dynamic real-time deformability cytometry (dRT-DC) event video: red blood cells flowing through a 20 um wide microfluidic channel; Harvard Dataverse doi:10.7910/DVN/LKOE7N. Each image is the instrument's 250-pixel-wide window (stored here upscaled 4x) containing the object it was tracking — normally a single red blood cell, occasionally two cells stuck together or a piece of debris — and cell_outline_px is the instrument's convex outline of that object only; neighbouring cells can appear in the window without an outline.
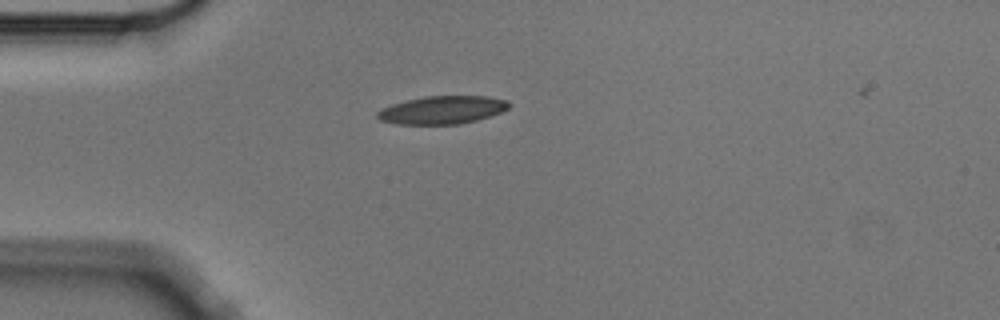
{"species": "Egyptian fruit bat (a non-hibernating species)", "species_latin": "Rousettus aegyptiacus", "temperature_condition": "cold", "stored_images_in_passage": 1, "camera_frame_rate_fps": 3000, "um_per_image_px": 0.085, "animal": {"sex": "male"}, "frame": {"image": 1, "passage_image": 1, "time_ms": 0.0, "image_size_px": [1000, 320], "cell_outline_px": [[512, 104], [508, 108], [500, 112], [476, 120], [460, 124], [396, 124], [380, 120], [376, 116], [376, 112], [392, 104], [424, 96], [488, 96], [508, 100]], "centroid_in_image_um": [37.61, 9.34], "position_along_channel_um": 47.4, "area_um2": 21.39}}